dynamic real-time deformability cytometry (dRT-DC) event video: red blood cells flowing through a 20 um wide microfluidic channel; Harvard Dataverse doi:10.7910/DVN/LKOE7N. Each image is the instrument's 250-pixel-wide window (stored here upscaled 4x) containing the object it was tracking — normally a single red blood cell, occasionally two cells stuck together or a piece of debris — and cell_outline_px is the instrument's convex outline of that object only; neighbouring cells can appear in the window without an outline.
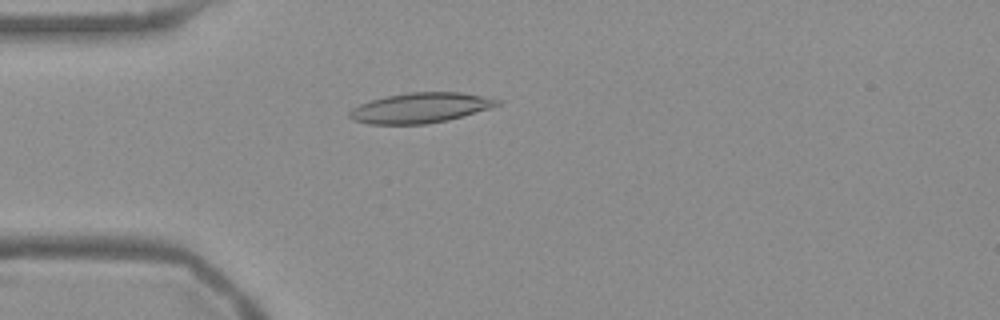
{"species": "Egyptian fruit bat (a non-hibernating species)", "species_latin": "Rousettus aegyptiacus", "temperature_condition": "warm", "stored_images_in_passage": 53, "camera_frame_rate_fps": 3000, "um_per_image_px": 0.085, "frame": {"image": 1, "passage_image": 14, "time_ms": 4.333, "image_size_px": [1000, 320], "cell_outline_px": [[500, 104], [488, 108], [448, 120], [424, 124], [368, 124], [352, 120], [348, 116], [348, 112], [352, 108], [368, 100], [384, 96], [408, 92], [460, 92], [500, 100]], "centroid_in_image_um": [35.63, 9.16], "position_along_channel_um": 49.4, "area_um2": 25.84}}
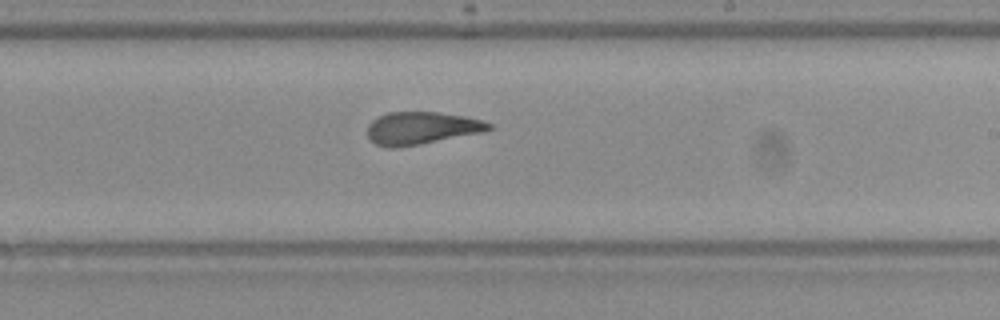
{"frame": {"image": 2, "passage_image": 31, "time_ms": 10.0, "image_size_px": [1000, 320], "cell_outline_px": [[492, 128], [484, 132], [420, 144], [396, 148], [388, 148], [376, 144], [368, 136], [368, 124], [372, 120], [388, 112], [440, 112], [464, 116], [480, 120], [492, 124]], "centroid_in_image_um": [35.83, 10.89], "position_along_channel_um": 253.2, "area_um2": 22.95}}
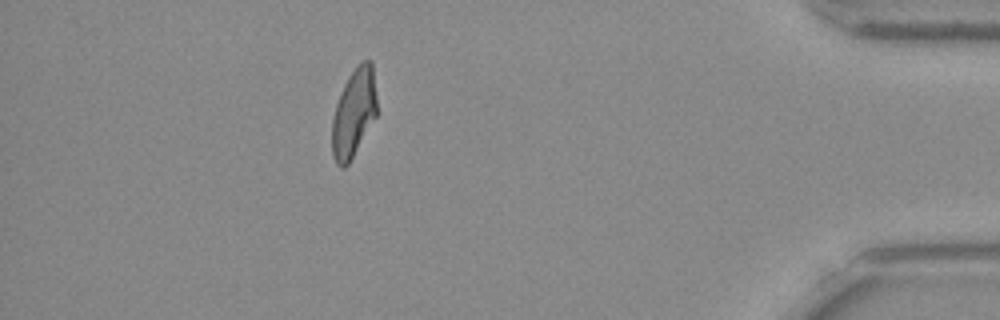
{"frame": {"image": 3, "passage_image": 47, "time_ms": 15.333, "image_size_px": [1000, 320], "cell_outline_px": [[376, 116], [348, 164], [344, 168], [340, 168], [336, 164], [332, 156], [332, 120], [336, 104], [344, 84], [348, 76], [360, 60], [372, 60], [376, 96]], "centroid_in_image_um": [30.06, 9.58], "position_along_channel_um": 405.1, "area_um2": 23.06}, "authors_computed_cell_mechanics": {"area_um2": 23.9292, "velocity_mm_per_s": 3.7819, "shape_relaxation_time_tau1_ms": 9.4782, "shape_relaxation_time_tau2_ms": 2.0527, "deformation_change_tau1": 0.2541, "deformation_change_tau2": 0.1002}}